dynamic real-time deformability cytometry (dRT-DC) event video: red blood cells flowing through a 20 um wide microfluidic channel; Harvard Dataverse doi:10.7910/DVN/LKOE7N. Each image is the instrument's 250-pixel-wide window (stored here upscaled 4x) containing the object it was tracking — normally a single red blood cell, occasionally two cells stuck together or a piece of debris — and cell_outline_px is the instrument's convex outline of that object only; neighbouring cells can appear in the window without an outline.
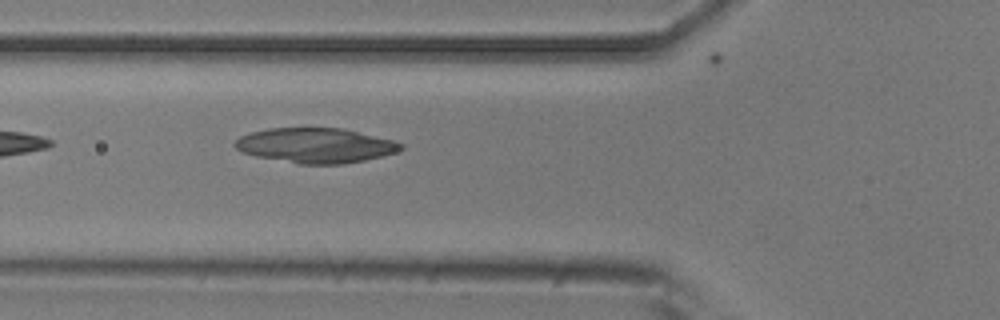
{"species": "common noctule bat (a hibernating species)", "species_latin": "Nyctalus noctula", "temperature_condition": "room temperature", "stored_images_in_passage": 5, "camera_frame_rate_fps": 3000, "um_per_image_px": 0.085, "animal": {"sex": "male", "body_mass_g": 20.5, "forearm_length_mm": 52.5}, "frame": {"image": 1, "passage_image": 5, "time_ms": 4.667, "image_size_px": [1000, 320], "cell_outline_px": [[404, 148], [396, 152], [364, 160], [344, 164], [300, 164], [256, 156], [244, 152], [236, 148], [232, 144], [240, 136], [252, 132], [268, 128], [340, 128], [392, 140], [404, 144]], "centroid_in_image_um": [26.81, 12.36], "position_along_channel_um": 99.0, "area_um2": 33.41}}